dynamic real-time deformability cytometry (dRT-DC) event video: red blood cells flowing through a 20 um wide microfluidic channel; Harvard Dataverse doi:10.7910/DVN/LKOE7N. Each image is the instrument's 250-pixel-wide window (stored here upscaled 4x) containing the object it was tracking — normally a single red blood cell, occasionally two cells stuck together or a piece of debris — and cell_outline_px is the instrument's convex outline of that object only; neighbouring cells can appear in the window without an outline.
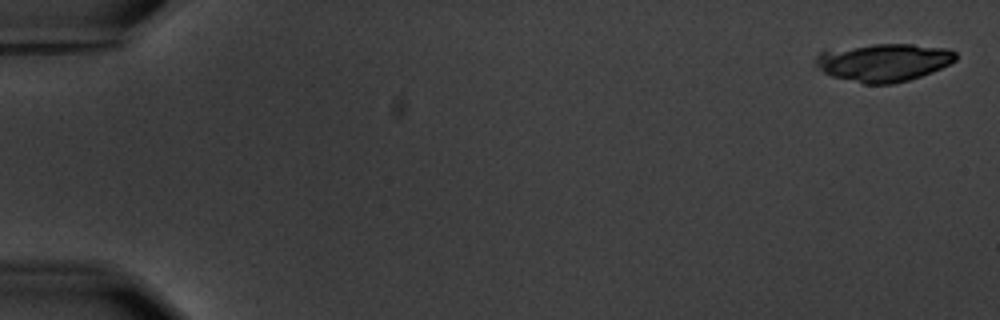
{"species": "common noctule bat (a hibernating species)", "species_latin": "Nyctalus noctula", "temperature_condition": "warm", "stored_images_in_passage": 8, "camera_frame_rate_fps": 3000, "um_per_image_px": 0.085, "animal": {"sex": "male", "body_mass_g": 20.1, "forearm_length_mm": 53.5}, "frame": {"image": 1, "passage_image": 1, "time_ms": 0.0, "image_size_px": [1000, 320], "cell_outline_px": [[956, 60], [932, 72], [908, 80], [892, 84], [864, 84], [832, 76], [816, 68], [812, 64], [812, 60], [820, 52], [872, 44], [912, 44], [948, 48], [956, 52]], "centroid_in_image_um": [75.08, 5.31], "position_along_channel_um": 9.9, "area_um2": 30.98}}